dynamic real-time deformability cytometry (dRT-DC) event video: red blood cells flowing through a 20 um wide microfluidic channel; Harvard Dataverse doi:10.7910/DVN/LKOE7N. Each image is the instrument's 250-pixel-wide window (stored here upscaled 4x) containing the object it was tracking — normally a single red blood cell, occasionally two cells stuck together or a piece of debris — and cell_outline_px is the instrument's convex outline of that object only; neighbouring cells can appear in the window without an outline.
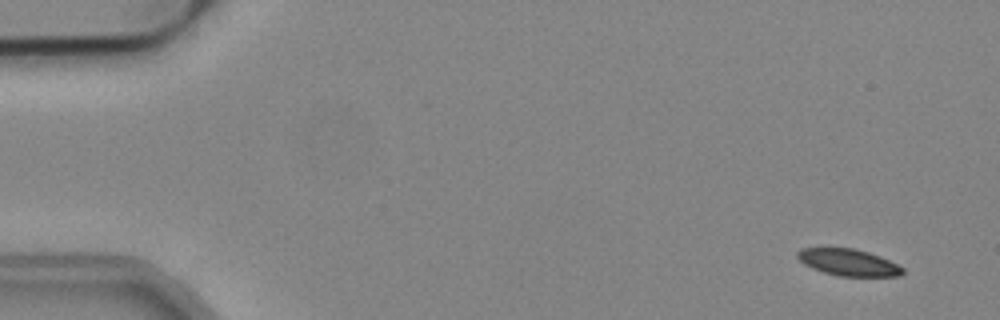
{"species": "common noctule bat (a hibernating species)", "species_latin": "Nyctalus noctula", "temperature_condition": "cold", "stored_images_in_passage": 54, "camera_frame_rate_fps": 3000, "um_per_image_px": 0.085, "animal": {"sex": "male", "body_mass_g": 19.2, "forearm_length_mm": 51.8}, "frame": {"image": 1, "passage_image": 3, "time_ms": 0.667, "image_size_px": [1000, 320], "cell_outline_px": [[904, 272], [900, 276], [836, 276], [812, 268], [804, 264], [796, 256], [796, 252], [800, 248], [852, 248], [868, 252], [880, 256], [904, 268]], "centroid_in_image_um": [72.09, 22.3], "position_along_channel_um": 12.9, "area_um2": 16.36}}
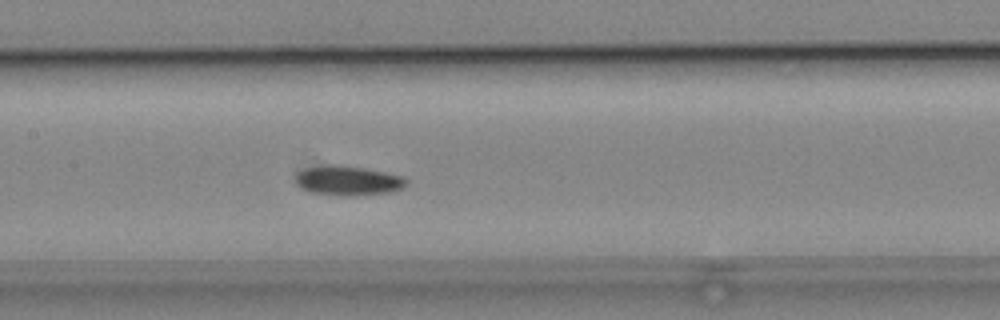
{"frame": {"image": 2, "passage_image": 26, "time_ms": 8.333, "image_size_px": [1000, 320], "cell_outline_px": [[408, 184], [404, 188], [392, 192], [348, 196], [340, 196], [308, 192], [300, 188], [296, 184], [296, 172], [304, 168], [328, 164], [336, 164], [364, 168], [384, 172], [400, 176], [408, 180]], "centroid_in_image_um": [29.54, 15.36], "position_along_channel_um": 177.9, "area_um2": 19.42}}
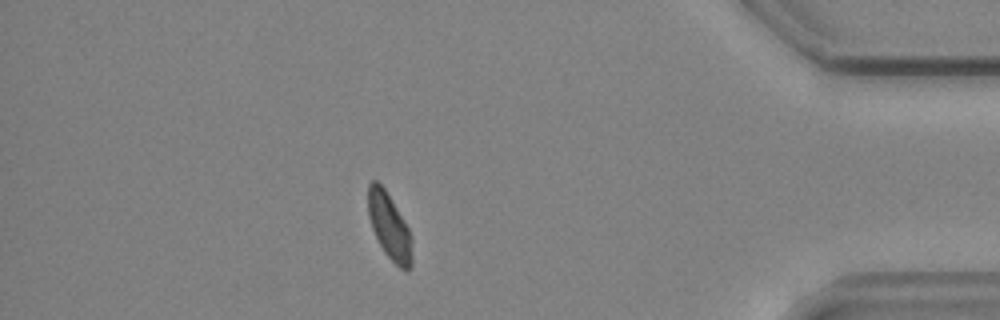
{"frame": {"image": 3, "passage_image": 47, "time_ms": 15.333, "image_size_px": [1000, 320], "cell_outline_px": [[412, 264], [408, 272], [400, 268], [384, 252], [372, 228], [368, 216], [368, 184], [372, 180], [376, 180], [384, 188], [408, 228], [412, 236]], "centroid_in_image_um": [33.1, 19.26], "position_along_channel_um": 402.1, "area_um2": 16.76}, "authors_computed_cell_mechanics": {"area_um2": 17.9469, "velocity_mm_per_s": 3.8077, "shape_relaxation_time_tau1_ms": 8.928, "shape_relaxation_time_tau2_ms": null, "deformation_change_tau1": 0.1195, "deformation_change_tau2": null}}